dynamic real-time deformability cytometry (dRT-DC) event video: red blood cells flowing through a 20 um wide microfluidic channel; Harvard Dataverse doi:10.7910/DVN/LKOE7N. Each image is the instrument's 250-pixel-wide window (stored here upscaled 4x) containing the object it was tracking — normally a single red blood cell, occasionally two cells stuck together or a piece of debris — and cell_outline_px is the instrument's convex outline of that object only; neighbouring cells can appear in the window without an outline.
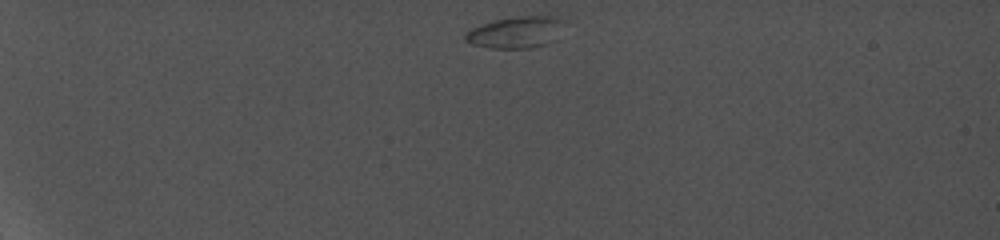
{"species": "common noctule bat (a hibernating species)", "species_latin": "Nyctalus noctula", "temperature_condition": "cold", "stored_images_in_passage": 41, "camera_frame_rate_fps": 5000, "um_per_image_px": 0.085, "animal": {"sex": "female", "body_mass_g": 19.0, "forearm_length_mm": 56.7}, "frame": {"image": 1, "passage_image": 1, "time_ms": 0.0, "image_size_px": [1000, 240], "cell_outline_px": [[564, 20], [556, 40], [548, 44], [532, 48], [492, 48], [472, 44], [464, 40], [464, 32], [472, 28], [496, 20], [520, 16], [556, 16]], "centroid_in_image_um": [43.87, 2.75], "position_along_channel_um": 41.1, "area_um2": 18.21}}
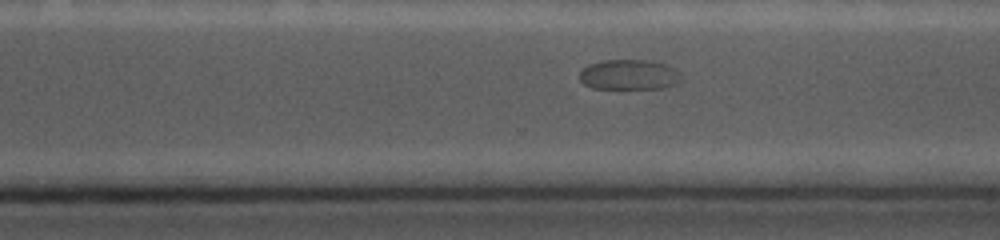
{"frame": {"image": 2, "passage_image": 28, "time_ms": 10.6, "image_size_px": [1000, 240], "cell_outline_px": [[684, 80], [680, 84], [668, 88], [592, 88], [584, 84], [580, 80], [580, 72], [588, 64], [604, 60], [648, 60], [664, 64], [676, 68], [680, 72]], "centroid_in_image_um": [53.56, 6.35], "position_along_channel_um": 317.0, "area_um2": 18.21}}
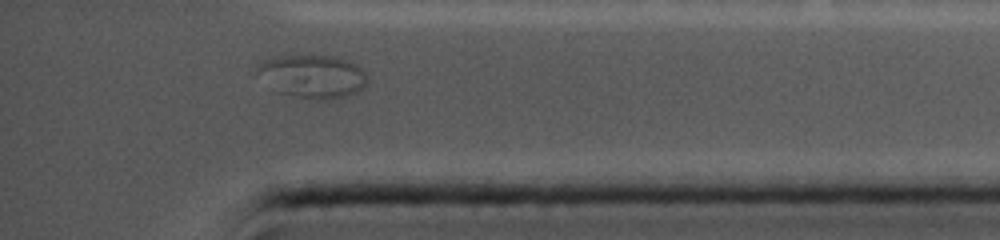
{"frame": {"image": 3, "passage_image": 38, "time_ms": 13.2, "image_size_px": [1000, 240], "cell_outline_px": [[368, 84], [364, 88], [356, 92], [332, 100], [316, 100], [276, 92], [256, 72], [256, 64], [264, 60], [280, 56], [336, 56], [348, 60], [356, 64], [368, 76]], "centroid_in_image_um": [26.59, 6.5], "position_along_channel_um": 408.6, "area_um2": 27.86}}